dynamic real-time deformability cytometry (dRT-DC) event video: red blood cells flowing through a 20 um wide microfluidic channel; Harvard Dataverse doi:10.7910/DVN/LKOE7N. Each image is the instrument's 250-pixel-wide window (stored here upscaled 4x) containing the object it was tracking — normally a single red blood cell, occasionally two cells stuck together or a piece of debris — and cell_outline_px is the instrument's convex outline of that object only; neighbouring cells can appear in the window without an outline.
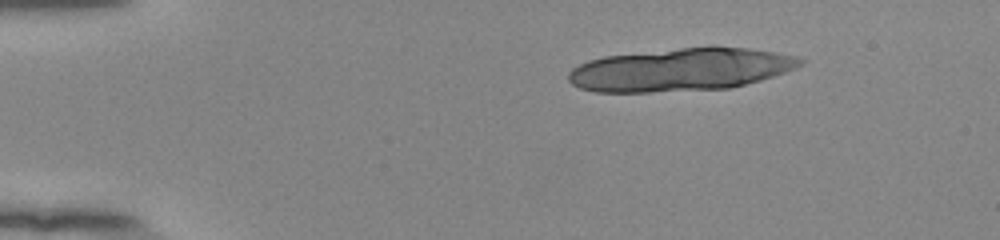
{"species": "human", "species_latin": "Homo sapiens", "temperature_condition": "room temperature", "stored_images_in_passage": 14, "segment_of_instrument_passage": [1, 2], "camera_frame_rate_fps": 3000, "um_per_image_px": 0.085, "donor": {"sex": "female"}, "frame": {"image": 1, "passage_image": 1, "time_ms": 0.0, "image_size_px": [1000, 240], "cell_outline_px": [[804, 64], [796, 68], [760, 80], [728, 88], [648, 92], [596, 92], [580, 88], [572, 84], [568, 80], [568, 72], [572, 68], [588, 60], [604, 56], [680, 48], [748, 48], [796, 56], [804, 60]], "centroid_in_image_um": [57.8, 5.93], "position_along_channel_um": 27.2, "area_um2": 57.16}}